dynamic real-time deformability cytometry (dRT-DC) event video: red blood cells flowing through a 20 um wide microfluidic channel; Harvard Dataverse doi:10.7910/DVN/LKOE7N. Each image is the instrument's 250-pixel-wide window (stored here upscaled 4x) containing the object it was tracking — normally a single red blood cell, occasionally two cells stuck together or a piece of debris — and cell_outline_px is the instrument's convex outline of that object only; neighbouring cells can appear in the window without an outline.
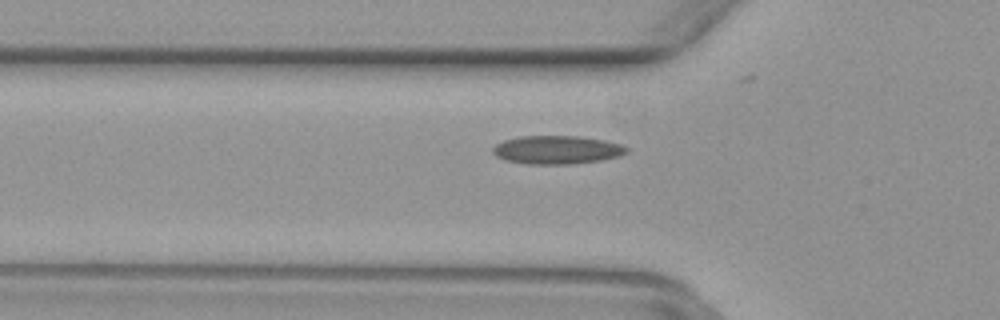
{"species": "common noctule bat (a hibernating species)", "species_latin": "Nyctalus noctula", "temperature_condition": "warm", "stored_images_in_passage": 41, "camera_frame_rate_fps": 3000, "um_per_image_px": 0.085, "animal": {"sex": "female", "body_mass_g": 29.2, "forearm_length_mm": 56.3}, "frame": {"image": 1, "passage_image": 13, "time_ms": 4.0, "image_size_px": [1000, 320], "cell_outline_px": [[628, 152], [620, 156], [600, 160], [572, 164], [528, 164], [504, 160], [496, 156], [492, 152], [492, 148], [496, 144], [504, 140], [520, 136], [576, 136], [604, 140], [624, 144], [628, 148]], "centroid_in_image_um": [47.35, 12.73], "position_along_channel_um": 78.5, "area_um2": 22.25}}
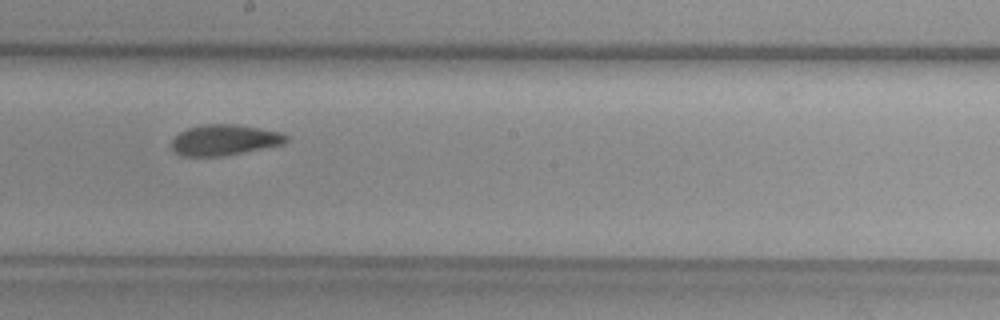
{"frame": {"image": 2, "passage_image": 24, "time_ms": 7.667, "image_size_px": [1000, 320], "cell_outline_px": [[288, 140], [284, 144], [224, 156], [184, 156], [176, 152], [172, 148], [172, 140], [180, 132], [188, 128], [204, 124], [236, 124], [280, 132], [288, 136]], "centroid_in_image_um": [19.09, 11.9], "position_along_channel_um": 229.1, "area_um2": 20.4}}
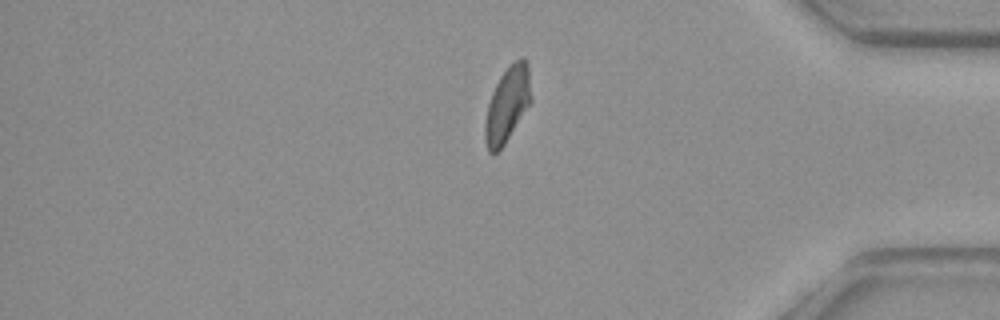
{"frame": {"image": 3, "passage_image": 38, "time_ms": 12.333, "image_size_px": [1000, 320], "cell_outline_px": [[532, 100], [504, 144], [496, 152], [488, 152], [484, 140], [484, 124], [488, 104], [492, 92], [500, 76], [508, 64], [512, 60], [520, 56], [524, 56], [528, 64]], "centroid_in_image_um": [43.12, 8.81], "position_along_channel_um": 392.1, "area_um2": 20.35}}